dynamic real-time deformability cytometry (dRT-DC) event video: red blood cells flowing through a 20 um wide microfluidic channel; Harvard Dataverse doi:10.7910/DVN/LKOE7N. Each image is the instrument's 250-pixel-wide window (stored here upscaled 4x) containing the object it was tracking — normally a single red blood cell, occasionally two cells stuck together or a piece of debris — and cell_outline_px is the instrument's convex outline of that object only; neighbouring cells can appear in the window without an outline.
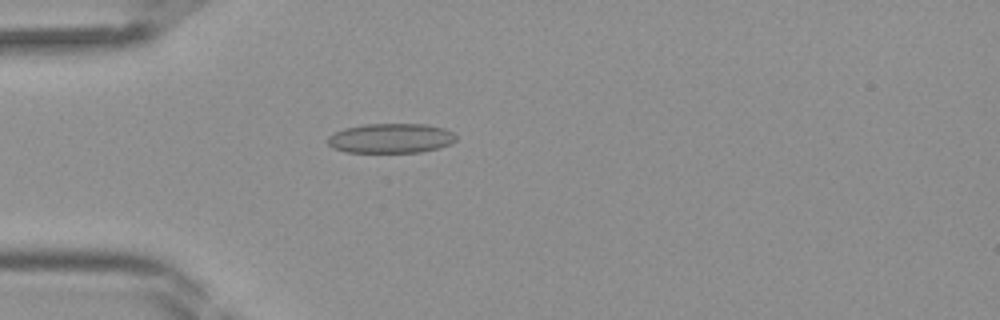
{"species": "Egyptian fruit bat (a non-hibernating species)", "species_latin": "Rousettus aegyptiacus", "temperature_condition": "room temperature", "stored_images_in_passage": 37, "camera_frame_rate_fps": 3000, "um_per_image_px": 0.085, "frame": {"image": 1, "passage_image": 7, "time_ms": 2.0, "image_size_px": [1000, 320], "cell_outline_px": [[456, 140], [452, 144], [440, 148], [420, 152], [344, 152], [332, 148], [328, 144], [328, 136], [344, 128], [364, 124], [428, 124], [444, 128], [452, 132], [456, 136]], "centroid_in_image_um": [33.24, 11.75], "position_along_channel_um": 51.8, "area_um2": 22.37}}
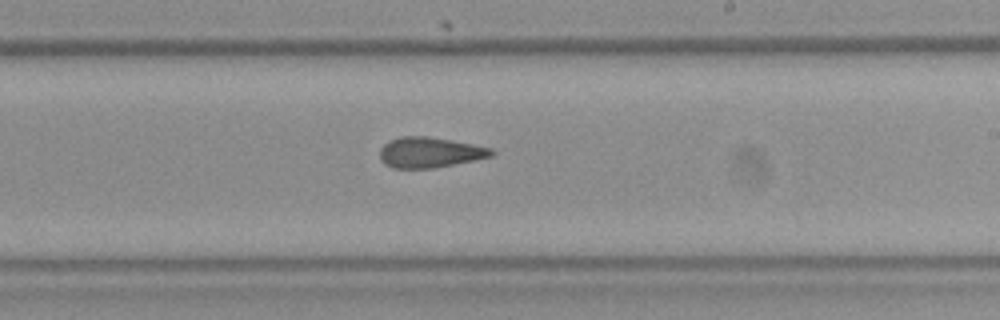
{"frame": {"image": 2, "passage_image": 20, "time_ms": 6.333, "image_size_px": [1000, 320], "cell_outline_px": [[496, 152], [492, 156], [436, 168], [392, 168], [384, 164], [380, 160], [380, 148], [388, 140], [400, 136], [428, 136], [452, 140], [492, 148]], "centroid_in_image_um": [36.5, 12.95], "position_along_channel_um": 252.5, "area_um2": 20.0}}
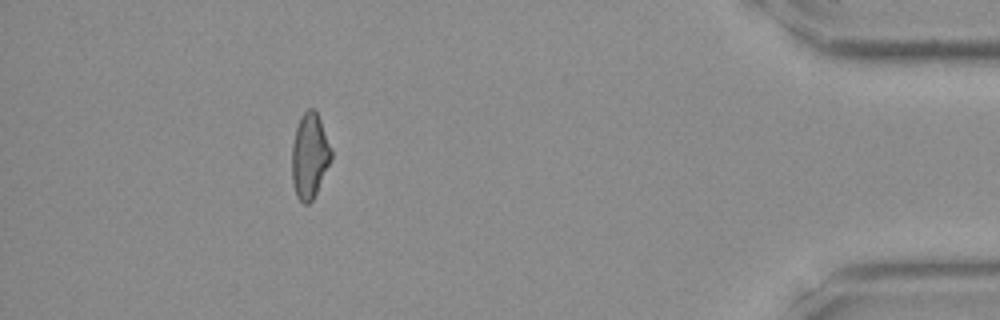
{"frame": {"image": 3, "passage_image": 33, "time_ms": 10.667, "image_size_px": [1000, 320], "cell_outline_px": [[332, 156], [316, 192], [312, 200], [308, 204], [304, 204], [296, 196], [292, 180], [292, 144], [296, 128], [300, 116], [308, 108], [312, 108], [316, 112], [320, 120], [332, 148]], "centroid_in_image_um": [26.3, 13.23], "position_along_channel_um": 408.9, "area_um2": 19.31}}